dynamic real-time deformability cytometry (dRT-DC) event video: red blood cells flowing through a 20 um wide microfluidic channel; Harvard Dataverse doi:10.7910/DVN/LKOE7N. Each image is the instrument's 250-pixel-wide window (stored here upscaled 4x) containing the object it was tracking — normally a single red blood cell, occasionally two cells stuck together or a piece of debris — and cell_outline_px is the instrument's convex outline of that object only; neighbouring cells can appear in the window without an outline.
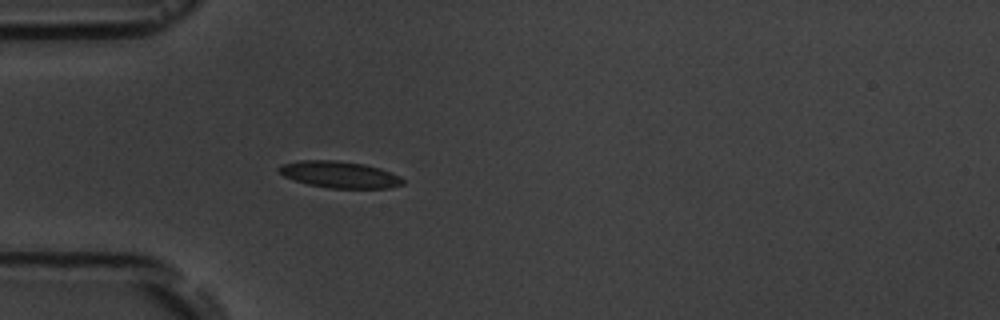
{"species": "common noctule bat (a hibernating species)", "species_latin": "Nyctalus noctula", "temperature_condition": "room temperature", "stored_images_in_passage": 3, "camera_frame_rate_fps": 3000, "um_per_image_px": 0.085, "animal": {"sex": "male", "body_mass_g": 19.5, "forearm_length_mm": 54.6}, "frame": {"image": 1, "passage_image": 3, "time_ms": 3.333, "image_size_px": [1000, 320], "cell_outline_px": [[404, 184], [388, 188], [328, 188], [308, 184], [284, 176], [276, 168], [284, 164], [300, 160], [336, 160], [364, 164], [380, 168], [400, 176], [404, 180]], "centroid_in_image_um": [28.88, 14.83], "position_along_channel_um": 56.1, "area_um2": 19.13}}